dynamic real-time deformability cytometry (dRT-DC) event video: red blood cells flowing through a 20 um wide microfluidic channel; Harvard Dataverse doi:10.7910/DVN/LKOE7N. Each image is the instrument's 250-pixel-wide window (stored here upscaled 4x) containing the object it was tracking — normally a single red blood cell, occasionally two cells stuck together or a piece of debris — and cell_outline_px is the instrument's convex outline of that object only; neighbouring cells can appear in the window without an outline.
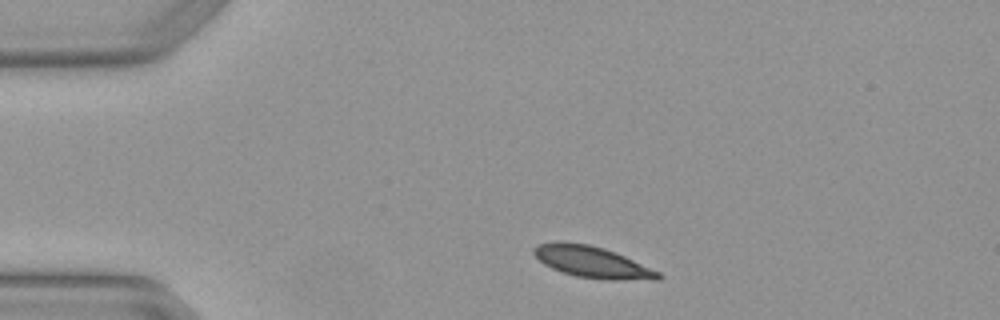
{"species": "Egyptian fruit bat (a non-hibernating species)", "species_latin": "Rousettus aegyptiacus", "temperature_condition": "warm", "stored_images_in_passage": 2, "camera_frame_rate_fps": 3000, "um_per_image_px": 0.085, "animal": {"sex": "female"}, "frame": {"image": 1, "passage_image": 1, "time_ms": 0.0, "image_size_px": [1000, 320], "cell_outline_px": [[664, 276], [660, 280], [612, 280], [576, 276], [552, 268], [544, 264], [532, 252], [532, 248], [540, 244], [556, 240], [564, 240], [588, 244], [604, 248], [616, 252], [660, 272]], "centroid_in_image_um": [50.36, 22.26], "position_along_channel_um": 34.6, "area_um2": 23.0}}